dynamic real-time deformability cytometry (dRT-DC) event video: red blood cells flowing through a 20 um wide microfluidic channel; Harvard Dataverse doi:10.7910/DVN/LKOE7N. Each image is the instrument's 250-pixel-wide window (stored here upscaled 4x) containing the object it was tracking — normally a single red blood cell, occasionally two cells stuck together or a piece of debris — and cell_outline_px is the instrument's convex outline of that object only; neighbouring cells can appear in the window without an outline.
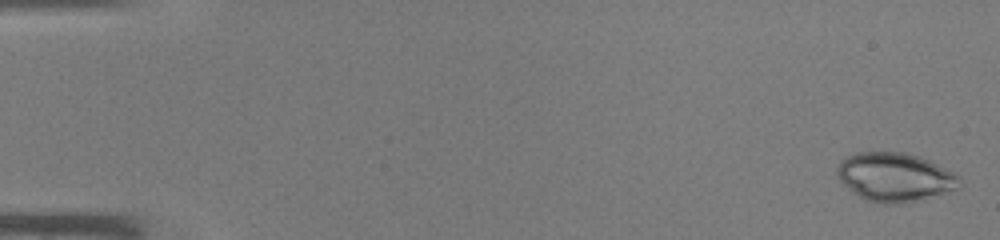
{"species": "common noctule bat (a hibernating species)", "species_latin": "Nyctalus noctula", "temperature_condition": "warm", "stored_images_in_passage": 44, "camera_frame_rate_fps": 3000, "um_per_image_px": 0.085, "animal": {"sex": "male", "body_mass_g": 19.0, "forearm_length_mm": 50.8}, "frame": {"image": 1, "passage_image": 1, "time_ms": 0.0, "image_size_px": [1000, 240], "cell_outline_px": [[960, 176], [956, 188], [912, 200], [896, 204], [884, 204], [864, 200], [848, 188], [840, 180], [836, 172], [836, 168], [848, 156], [856, 152], [904, 152], [920, 156]], "centroid_in_image_um": [75.99, 15.03], "position_along_channel_um": 9.0, "area_um2": 33.87}}
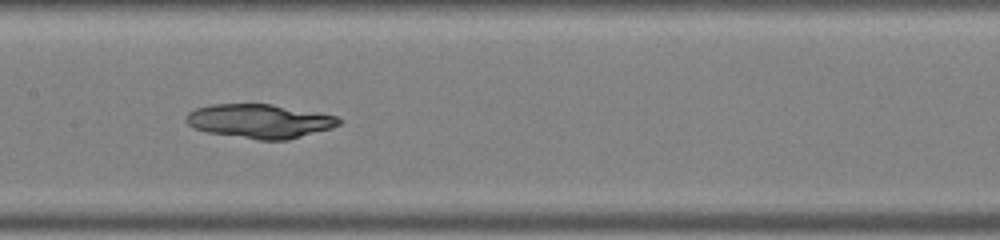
{"frame": {"image": 2, "passage_image": 23, "time_ms": 7.333, "image_size_px": [1000, 240], "cell_outline_px": [[344, 120], [340, 124], [332, 128], [288, 140], [260, 140], [208, 132], [196, 128], [188, 124], [184, 120], [184, 116], [188, 112], [196, 108], [212, 104], [272, 104], [320, 112], [336, 116]], "centroid_in_image_um": [22.11, 10.29], "position_along_channel_um": 185.3, "area_um2": 30.46}}
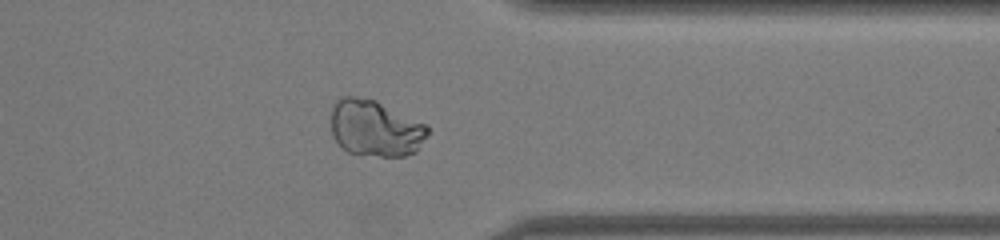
{"frame": {"image": 3, "passage_image": 36, "time_ms": 11.667, "image_size_px": [1000, 240], "cell_outline_px": [[428, 132], [416, 152], [404, 156], [380, 156], [348, 152], [332, 136], [332, 104], [340, 96], [356, 96], [376, 100], [428, 124]], "centroid_in_image_um": [31.9, 10.87], "position_along_channel_um": 379.5, "area_um2": 31.85}}